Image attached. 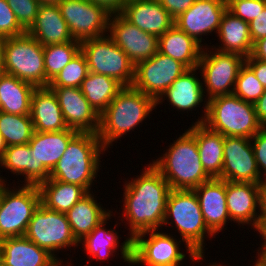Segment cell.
Returning a JSON list of instances; mask_svg holds the SVG:
<instances>
[{
  "label": "cell",
  "mask_w": 266,
  "mask_h": 266,
  "mask_svg": "<svg viewBox=\"0 0 266 266\" xmlns=\"http://www.w3.org/2000/svg\"><path fill=\"white\" fill-rule=\"evenodd\" d=\"M140 171L136 177L124 179L123 198L120 200V204L123 202L122 215L117 212V220L122 221L121 225L125 223L124 228L128 225L126 230L132 239L141 232L162 229L171 190L168 182L150 162Z\"/></svg>",
  "instance_id": "obj_1"
},
{
  "label": "cell",
  "mask_w": 266,
  "mask_h": 266,
  "mask_svg": "<svg viewBox=\"0 0 266 266\" xmlns=\"http://www.w3.org/2000/svg\"><path fill=\"white\" fill-rule=\"evenodd\" d=\"M153 110H157V105L152 97L133 86H124L100 114L97 136L107 152L114 142L150 119Z\"/></svg>",
  "instance_id": "obj_2"
},
{
  "label": "cell",
  "mask_w": 266,
  "mask_h": 266,
  "mask_svg": "<svg viewBox=\"0 0 266 266\" xmlns=\"http://www.w3.org/2000/svg\"><path fill=\"white\" fill-rule=\"evenodd\" d=\"M105 151L107 152L96 133L79 132L69 142L64 154L50 172L49 179L77 184L87 192H92V187L98 183L95 179L104 167L101 159L106 154Z\"/></svg>",
  "instance_id": "obj_3"
},
{
  "label": "cell",
  "mask_w": 266,
  "mask_h": 266,
  "mask_svg": "<svg viewBox=\"0 0 266 266\" xmlns=\"http://www.w3.org/2000/svg\"><path fill=\"white\" fill-rule=\"evenodd\" d=\"M157 159L149 161L171 189L194 190L211 179L200 161L196 138L186 129Z\"/></svg>",
  "instance_id": "obj_4"
},
{
  "label": "cell",
  "mask_w": 266,
  "mask_h": 266,
  "mask_svg": "<svg viewBox=\"0 0 266 266\" xmlns=\"http://www.w3.org/2000/svg\"><path fill=\"white\" fill-rule=\"evenodd\" d=\"M167 225L177 232L197 255H205L206 239L216 236L207 228L194 190L171 189L166 202V213L162 228ZM209 236V237H208ZM205 248V249H204Z\"/></svg>",
  "instance_id": "obj_5"
},
{
  "label": "cell",
  "mask_w": 266,
  "mask_h": 266,
  "mask_svg": "<svg viewBox=\"0 0 266 266\" xmlns=\"http://www.w3.org/2000/svg\"><path fill=\"white\" fill-rule=\"evenodd\" d=\"M162 230L141 232L132 239L131 266H183L187 257L190 264L205 262V255H197L183 240L175 238L169 230L165 233ZM181 245L186 251L179 248Z\"/></svg>",
  "instance_id": "obj_6"
},
{
  "label": "cell",
  "mask_w": 266,
  "mask_h": 266,
  "mask_svg": "<svg viewBox=\"0 0 266 266\" xmlns=\"http://www.w3.org/2000/svg\"><path fill=\"white\" fill-rule=\"evenodd\" d=\"M203 124L224 137L252 138L262 129L254 104L245 102L233 94L208 100Z\"/></svg>",
  "instance_id": "obj_7"
},
{
  "label": "cell",
  "mask_w": 266,
  "mask_h": 266,
  "mask_svg": "<svg viewBox=\"0 0 266 266\" xmlns=\"http://www.w3.org/2000/svg\"><path fill=\"white\" fill-rule=\"evenodd\" d=\"M14 181L12 182L14 183L13 187L8 183L1 182L0 240L25 236L29 221L41 204L38 186L22 184L17 186Z\"/></svg>",
  "instance_id": "obj_8"
},
{
  "label": "cell",
  "mask_w": 266,
  "mask_h": 266,
  "mask_svg": "<svg viewBox=\"0 0 266 266\" xmlns=\"http://www.w3.org/2000/svg\"><path fill=\"white\" fill-rule=\"evenodd\" d=\"M43 47L27 32L4 38L3 71L36 88L46 87Z\"/></svg>",
  "instance_id": "obj_9"
},
{
  "label": "cell",
  "mask_w": 266,
  "mask_h": 266,
  "mask_svg": "<svg viewBox=\"0 0 266 266\" xmlns=\"http://www.w3.org/2000/svg\"><path fill=\"white\" fill-rule=\"evenodd\" d=\"M25 236L39 247L47 250L63 266L74 265L71 262L72 259L66 263V260L64 262V259L57 255L60 251L62 253V250L66 249V251L70 249L71 253V247L74 252L76 250L75 248H79V242L72 233L66 213L49 210L40 204L29 221Z\"/></svg>",
  "instance_id": "obj_10"
},
{
  "label": "cell",
  "mask_w": 266,
  "mask_h": 266,
  "mask_svg": "<svg viewBox=\"0 0 266 266\" xmlns=\"http://www.w3.org/2000/svg\"><path fill=\"white\" fill-rule=\"evenodd\" d=\"M89 72L116 79L123 86H132L135 64L107 34L99 38L81 41Z\"/></svg>",
  "instance_id": "obj_11"
},
{
  "label": "cell",
  "mask_w": 266,
  "mask_h": 266,
  "mask_svg": "<svg viewBox=\"0 0 266 266\" xmlns=\"http://www.w3.org/2000/svg\"><path fill=\"white\" fill-rule=\"evenodd\" d=\"M245 57L237 53L221 52L212 47H203L198 70L207 100L217 96L231 95Z\"/></svg>",
  "instance_id": "obj_12"
},
{
  "label": "cell",
  "mask_w": 266,
  "mask_h": 266,
  "mask_svg": "<svg viewBox=\"0 0 266 266\" xmlns=\"http://www.w3.org/2000/svg\"><path fill=\"white\" fill-rule=\"evenodd\" d=\"M58 6L75 40L81 42L108 34L111 14L103 7L88 0H61Z\"/></svg>",
  "instance_id": "obj_13"
},
{
  "label": "cell",
  "mask_w": 266,
  "mask_h": 266,
  "mask_svg": "<svg viewBox=\"0 0 266 266\" xmlns=\"http://www.w3.org/2000/svg\"><path fill=\"white\" fill-rule=\"evenodd\" d=\"M188 69L179 61L157 52L135 65L133 87L157 101Z\"/></svg>",
  "instance_id": "obj_14"
},
{
  "label": "cell",
  "mask_w": 266,
  "mask_h": 266,
  "mask_svg": "<svg viewBox=\"0 0 266 266\" xmlns=\"http://www.w3.org/2000/svg\"><path fill=\"white\" fill-rule=\"evenodd\" d=\"M78 133L72 128L55 132H34L28 143L34 159V185L39 186L49 179L50 172Z\"/></svg>",
  "instance_id": "obj_15"
},
{
  "label": "cell",
  "mask_w": 266,
  "mask_h": 266,
  "mask_svg": "<svg viewBox=\"0 0 266 266\" xmlns=\"http://www.w3.org/2000/svg\"><path fill=\"white\" fill-rule=\"evenodd\" d=\"M219 179L231 182L261 184L251 138L226 136L222 174Z\"/></svg>",
  "instance_id": "obj_16"
},
{
  "label": "cell",
  "mask_w": 266,
  "mask_h": 266,
  "mask_svg": "<svg viewBox=\"0 0 266 266\" xmlns=\"http://www.w3.org/2000/svg\"><path fill=\"white\" fill-rule=\"evenodd\" d=\"M197 71L198 68L188 69L156 101V105H161L166 100L169 103L168 105H171L173 109L176 108L175 110L178 113L185 114L187 112L188 115L189 112L194 113L193 111H196V109H198L196 113H199V109L202 106L201 110L203 111L201 112L204 114L201 113V116H198V119H196L197 121L191 124L203 123L207 114L208 100L204 94L200 70L198 73ZM198 74L200 75L198 76Z\"/></svg>",
  "instance_id": "obj_17"
},
{
  "label": "cell",
  "mask_w": 266,
  "mask_h": 266,
  "mask_svg": "<svg viewBox=\"0 0 266 266\" xmlns=\"http://www.w3.org/2000/svg\"><path fill=\"white\" fill-rule=\"evenodd\" d=\"M116 211H113L102 221L100 222L88 235H86L81 241H79V246L83 248L86 255L89 256V259H94L96 262L104 263L106 260L110 262V257L118 255L120 252V259H123L126 263L131 266L132 263V238L126 234L125 241L120 245V237L118 230L116 232V227L107 228L106 225H109L112 217H116ZM115 215V216H114ZM82 244V245H81ZM120 249V251H119ZM117 250L119 252H117ZM118 253V254H116ZM114 254V255H113ZM96 258V259H95Z\"/></svg>",
  "instance_id": "obj_18"
},
{
  "label": "cell",
  "mask_w": 266,
  "mask_h": 266,
  "mask_svg": "<svg viewBox=\"0 0 266 266\" xmlns=\"http://www.w3.org/2000/svg\"><path fill=\"white\" fill-rule=\"evenodd\" d=\"M108 35L135 65L158 52L159 37L140 30L120 13L110 15Z\"/></svg>",
  "instance_id": "obj_19"
},
{
  "label": "cell",
  "mask_w": 266,
  "mask_h": 266,
  "mask_svg": "<svg viewBox=\"0 0 266 266\" xmlns=\"http://www.w3.org/2000/svg\"><path fill=\"white\" fill-rule=\"evenodd\" d=\"M226 10L227 5L223 0H196L175 19L174 25L199 44L202 43L203 47H207L205 39L209 37L204 36L218 33L221 18Z\"/></svg>",
  "instance_id": "obj_20"
},
{
  "label": "cell",
  "mask_w": 266,
  "mask_h": 266,
  "mask_svg": "<svg viewBox=\"0 0 266 266\" xmlns=\"http://www.w3.org/2000/svg\"><path fill=\"white\" fill-rule=\"evenodd\" d=\"M226 201L231 222L259 231L261 184L226 181Z\"/></svg>",
  "instance_id": "obj_21"
},
{
  "label": "cell",
  "mask_w": 266,
  "mask_h": 266,
  "mask_svg": "<svg viewBox=\"0 0 266 266\" xmlns=\"http://www.w3.org/2000/svg\"><path fill=\"white\" fill-rule=\"evenodd\" d=\"M56 94L63 118L68 128L78 132L96 133L100 115L77 87H49Z\"/></svg>",
  "instance_id": "obj_22"
},
{
  "label": "cell",
  "mask_w": 266,
  "mask_h": 266,
  "mask_svg": "<svg viewBox=\"0 0 266 266\" xmlns=\"http://www.w3.org/2000/svg\"><path fill=\"white\" fill-rule=\"evenodd\" d=\"M207 228L218 235L228 223H233L227 209L226 181L211 178L194 189ZM230 221V222H228ZM228 222V223H227Z\"/></svg>",
  "instance_id": "obj_23"
},
{
  "label": "cell",
  "mask_w": 266,
  "mask_h": 266,
  "mask_svg": "<svg viewBox=\"0 0 266 266\" xmlns=\"http://www.w3.org/2000/svg\"><path fill=\"white\" fill-rule=\"evenodd\" d=\"M120 14L140 30L158 37L175 23L158 0H129Z\"/></svg>",
  "instance_id": "obj_24"
},
{
  "label": "cell",
  "mask_w": 266,
  "mask_h": 266,
  "mask_svg": "<svg viewBox=\"0 0 266 266\" xmlns=\"http://www.w3.org/2000/svg\"><path fill=\"white\" fill-rule=\"evenodd\" d=\"M0 262L5 266H63L26 236L0 240Z\"/></svg>",
  "instance_id": "obj_25"
},
{
  "label": "cell",
  "mask_w": 266,
  "mask_h": 266,
  "mask_svg": "<svg viewBox=\"0 0 266 266\" xmlns=\"http://www.w3.org/2000/svg\"><path fill=\"white\" fill-rule=\"evenodd\" d=\"M26 32L42 46L74 40L58 4H40L36 20Z\"/></svg>",
  "instance_id": "obj_26"
},
{
  "label": "cell",
  "mask_w": 266,
  "mask_h": 266,
  "mask_svg": "<svg viewBox=\"0 0 266 266\" xmlns=\"http://www.w3.org/2000/svg\"><path fill=\"white\" fill-rule=\"evenodd\" d=\"M31 119L37 132L68 129L56 94L49 87L35 88L31 98Z\"/></svg>",
  "instance_id": "obj_27"
},
{
  "label": "cell",
  "mask_w": 266,
  "mask_h": 266,
  "mask_svg": "<svg viewBox=\"0 0 266 266\" xmlns=\"http://www.w3.org/2000/svg\"><path fill=\"white\" fill-rule=\"evenodd\" d=\"M215 37L219 38V43L215 45L210 42V47L221 52L237 53L245 58L251 55L253 42L249 33V23L236 17L228 9L221 18Z\"/></svg>",
  "instance_id": "obj_28"
},
{
  "label": "cell",
  "mask_w": 266,
  "mask_h": 266,
  "mask_svg": "<svg viewBox=\"0 0 266 266\" xmlns=\"http://www.w3.org/2000/svg\"><path fill=\"white\" fill-rule=\"evenodd\" d=\"M195 138L203 169L211 178L222 174L224 158V139L203 123H194L187 129Z\"/></svg>",
  "instance_id": "obj_29"
},
{
  "label": "cell",
  "mask_w": 266,
  "mask_h": 266,
  "mask_svg": "<svg viewBox=\"0 0 266 266\" xmlns=\"http://www.w3.org/2000/svg\"><path fill=\"white\" fill-rule=\"evenodd\" d=\"M95 192H88L67 213V219L76 240L81 241L100 222H102L113 209H107L97 201Z\"/></svg>",
  "instance_id": "obj_30"
},
{
  "label": "cell",
  "mask_w": 266,
  "mask_h": 266,
  "mask_svg": "<svg viewBox=\"0 0 266 266\" xmlns=\"http://www.w3.org/2000/svg\"><path fill=\"white\" fill-rule=\"evenodd\" d=\"M202 50V44L176 25L159 37L158 52L181 62L187 69L198 67Z\"/></svg>",
  "instance_id": "obj_31"
},
{
  "label": "cell",
  "mask_w": 266,
  "mask_h": 266,
  "mask_svg": "<svg viewBox=\"0 0 266 266\" xmlns=\"http://www.w3.org/2000/svg\"><path fill=\"white\" fill-rule=\"evenodd\" d=\"M35 86L19 78L7 74H0V102L2 112L15 115L31 113V98Z\"/></svg>",
  "instance_id": "obj_32"
},
{
  "label": "cell",
  "mask_w": 266,
  "mask_h": 266,
  "mask_svg": "<svg viewBox=\"0 0 266 266\" xmlns=\"http://www.w3.org/2000/svg\"><path fill=\"white\" fill-rule=\"evenodd\" d=\"M41 204L47 209L67 213L88 192L77 184L48 179L39 186Z\"/></svg>",
  "instance_id": "obj_33"
},
{
  "label": "cell",
  "mask_w": 266,
  "mask_h": 266,
  "mask_svg": "<svg viewBox=\"0 0 266 266\" xmlns=\"http://www.w3.org/2000/svg\"><path fill=\"white\" fill-rule=\"evenodd\" d=\"M124 86L116 79L89 72L80 89L91 106L100 115Z\"/></svg>",
  "instance_id": "obj_34"
},
{
  "label": "cell",
  "mask_w": 266,
  "mask_h": 266,
  "mask_svg": "<svg viewBox=\"0 0 266 266\" xmlns=\"http://www.w3.org/2000/svg\"><path fill=\"white\" fill-rule=\"evenodd\" d=\"M0 167L2 171L8 170L5 172L16 175L14 177L18 180L17 184L20 180L18 177L22 176L24 178L23 181L20 180L22 185H34V159L29 144L8 146L0 160Z\"/></svg>",
  "instance_id": "obj_35"
},
{
  "label": "cell",
  "mask_w": 266,
  "mask_h": 266,
  "mask_svg": "<svg viewBox=\"0 0 266 266\" xmlns=\"http://www.w3.org/2000/svg\"><path fill=\"white\" fill-rule=\"evenodd\" d=\"M81 51V42L47 45L43 47L46 87L49 82Z\"/></svg>",
  "instance_id": "obj_36"
},
{
  "label": "cell",
  "mask_w": 266,
  "mask_h": 266,
  "mask_svg": "<svg viewBox=\"0 0 266 266\" xmlns=\"http://www.w3.org/2000/svg\"><path fill=\"white\" fill-rule=\"evenodd\" d=\"M35 130L31 115L0 112V133L7 146L28 144Z\"/></svg>",
  "instance_id": "obj_37"
},
{
  "label": "cell",
  "mask_w": 266,
  "mask_h": 266,
  "mask_svg": "<svg viewBox=\"0 0 266 266\" xmlns=\"http://www.w3.org/2000/svg\"><path fill=\"white\" fill-rule=\"evenodd\" d=\"M89 69L84 54L80 51L50 82L48 87H77L88 75Z\"/></svg>",
  "instance_id": "obj_38"
},
{
  "label": "cell",
  "mask_w": 266,
  "mask_h": 266,
  "mask_svg": "<svg viewBox=\"0 0 266 266\" xmlns=\"http://www.w3.org/2000/svg\"><path fill=\"white\" fill-rule=\"evenodd\" d=\"M264 90L265 87L257 79L253 71L244 63L240 68L232 94L245 102L255 104Z\"/></svg>",
  "instance_id": "obj_39"
},
{
  "label": "cell",
  "mask_w": 266,
  "mask_h": 266,
  "mask_svg": "<svg viewBox=\"0 0 266 266\" xmlns=\"http://www.w3.org/2000/svg\"><path fill=\"white\" fill-rule=\"evenodd\" d=\"M19 24L27 31L35 22L40 7L38 0H7Z\"/></svg>",
  "instance_id": "obj_40"
},
{
  "label": "cell",
  "mask_w": 266,
  "mask_h": 266,
  "mask_svg": "<svg viewBox=\"0 0 266 266\" xmlns=\"http://www.w3.org/2000/svg\"><path fill=\"white\" fill-rule=\"evenodd\" d=\"M26 30L19 24L7 0H0V38L20 36Z\"/></svg>",
  "instance_id": "obj_41"
},
{
  "label": "cell",
  "mask_w": 266,
  "mask_h": 266,
  "mask_svg": "<svg viewBox=\"0 0 266 266\" xmlns=\"http://www.w3.org/2000/svg\"><path fill=\"white\" fill-rule=\"evenodd\" d=\"M266 6V0H236L227 9L236 17L250 23Z\"/></svg>",
  "instance_id": "obj_42"
},
{
  "label": "cell",
  "mask_w": 266,
  "mask_h": 266,
  "mask_svg": "<svg viewBox=\"0 0 266 266\" xmlns=\"http://www.w3.org/2000/svg\"><path fill=\"white\" fill-rule=\"evenodd\" d=\"M255 160L260 176L266 180V129H261L252 138Z\"/></svg>",
  "instance_id": "obj_43"
},
{
  "label": "cell",
  "mask_w": 266,
  "mask_h": 266,
  "mask_svg": "<svg viewBox=\"0 0 266 266\" xmlns=\"http://www.w3.org/2000/svg\"><path fill=\"white\" fill-rule=\"evenodd\" d=\"M162 7L174 18L188 10L196 0H158Z\"/></svg>",
  "instance_id": "obj_44"
},
{
  "label": "cell",
  "mask_w": 266,
  "mask_h": 266,
  "mask_svg": "<svg viewBox=\"0 0 266 266\" xmlns=\"http://www.w3.org/2000/svg\"><path fill=\"white\" fill-rule=\"evenodd\" d=\"M249 33L252 42L266 37V6L257 17L249 23Z\"/></svg>",
  "instance_id": "obj_45"
},
{
  "label": "cell",
  "mask_w": 266,
  "mask_h": 266,
  "mask_svg": "<svg viewBox=\"0 0 266 266\" xmlns=\"http://www.w3.org/2000/svg\"><path fill=\"white\" fill-rule=\"evenodd\" d=\"M245 64L253 71L266 89V61L254 59L251 55L245 58Z\"/></svg>",
  "instance_id": "obj_46"
},
{
  "label": "cell",
  "mask_w": 266,
  "mask_h": 266,
  "mask_svg": "<svg viewBox=\"0 0 266 266\" xmlns=\"http://www.w3.org/2000/svg\"><path fill=\"white\" fill-rule=\"evenodd\" d=\"M88 1L103 7L111 15L121 13L123 7L128 2V0H88Z\"/></svg>",
  "instance_id": "obj_47"
},
{
  "label": "cell",
  "mask_w": 266,
  "mask_h": 266,
  "mask_svg": "<svg viewBox=\"0 0 266 266\" xmlns=\"http://www.w3.org/2000/svg\"><path fill=\"white\" fill-rule=\"evenodd\" d=\"M254 106L260 127L262 129H266V89L260 98L255 102Z\"/></svg>",
  "instance_id": "obj_48"
},
{
  "label": "cell",
  "mask_w": 266,
  "mask_h": 266,
  "mask_svg": "<svg viewBox=\"0 0 266 266\" xmlns=\"http://www.w3.org/2000/svg\"><path fill=\"white\" fill-rule=\"evenodd\" d=\"M251 56L260 61H266V37L260 38L253 43Z\"/></svg>",
  "instance_id": "obj_49"
},
{
  "label": "cell",
  "mask_w": 266,
  "mask_h": 266,
  "mask_svg": "<svg viewBox=\"0 0 266 266\" xmlns=\"http://www.w3.org/2000/svg\"><path fill=\"white\" fill-rule=\"evenodd\" d=\"M260 220H266V180L261 183Z\"/></svg>",
  "instance_id": "obj_50"
},
{
  "label": "cell",
  "mask_w": 266,
  "mask_h": 266,
  "mask_svg": "<svg viewBox=\"0 0 266 266\" xmlns=\"http://www.w3.org/2000/svg\"><path fill=\"white\" fill-rule=\"evenodd\" d=\"M259 238H262V242L260 243L261 247H266V220H260V229L258 231ZM261 236V237H260Z\"/></svg>",
  "instance_id": "obj_51"
},
{
  "label": "cell",
  "mask_w": 266,
  "mask_h": 266,
  "mask_svg": "<svg viewBox=\"0 0 266 266\" xmlns=\"http://www.w3.org/2000/svg\"><path fill=\"white\" fill-rule=\"evenodd\" d=\"M255 253L256 254V257L264 266H266V247H258V249H256Z\"/></svg>",
  "instance_id": "obj_52"
},
{
  "label": "cell",
  "mask_w": 266,
  "mask_h": 266,
  "mask_svg": "<svg viewBox=\"0 0 266 266\" xmlns=\"http://www.w3.org/2000/svg\"><path fill=\"white\" fill-rule=\"evenodd\" d=\"M7 144L4 140V137L1 135L0 133V160L2 159L3 155H4V152L5 150L7 149Z\"/></svg>",
  "instance_id": "obj_53"
},
{
  "label": "cell",
  "mask_w": 266,
  "mask_h": 266,
  "mask_svg": "<svg viewBox=\"0 0 266 266\" xmlns=\"http://www.w3.org/2000/svg\"><path fill=\"white\" fill-rule=\"evenodd\" d=\"M3 44L4 38H0V74L3 73Z\"/></svg>",
  "instance_id": "obj_54"
},
{
  "label": "cell",
  "mask_w": 266,
  "mask_h": 266,
  "mask_svg": "<svg viewBox=\"0 0 266 266\" xmlns=\"http://www.w3.org/2000/svg\"><path fill=\"white\" fill-rule=\"evenodd\" d=\"M61 0H38L40 4H58Z\"/></svg>",
  "instance_id": "obj_55"
},
{
  "label": "cell",
  "mask_w": 266,
  "mask_h": 266,
  "mask_svg": "<svg viewBox=\"0 0 266 266\" xmlns=\"http://www.w3.org/2000/svg\"><path fill=\"white\" fill-rule=\"evenodd\" d=\"M222 264H224V262L223 263H218V262L217 263L216 262L211 263L210 262L208 264L206 263L207 266H227L226 264L225 265H222ZM206 265H204V266H206ZM228 266H230V264H228Z\"/></svg>",
  "instance_id": "obj_56"
},
{
  "label": "cell",
  "mask_w": 266,
  "mask_h": 266,
  "mask_svg": "<svg viewBox=\"0 0 266 266\" xmlns=\"http://www.w3.org/2000/svg\"><path fill=\"white\" fill-rule=\"evenodd\" d=\"M252 265L253 266H264L257 258H256V260H255V263L252 261Z\"/></svg>",
  "instance_id": "obj_57"
},
{
  "label": "cell",
  "mask_w": 266,
  "mask_h": 266,
  "mask_svg": "<svg viewBox=\"0 0 266 266\" xmlns=\"http://www.w3.org/2000/svg\"><path fill=\"white\" fill-rule=\"evenodd\" d=\"M1 170H0V181L1 182H4V183H7V181H9V180H6V179H8V178H6V177H3V175H1ZM5 178V179H4Z\"/></svg>",
  "instance_id": "obj_58"
},
{
  "label": "cell",
  "mask_w": 266,
  "mask_h": 266,
  "mask_svg": "<svg viewBox=\"0 0 266 266\" xmlns=\"http://www.w3.org/2000/svg\"><path fill=\"white\" fill-rule=\"evenodd\" d=\"M224 1V3L227 5V7L232 3V2H234V1H236V0H223Z\"/></svg>",
  "instance_id": "obj_59"
}]
</instances>
